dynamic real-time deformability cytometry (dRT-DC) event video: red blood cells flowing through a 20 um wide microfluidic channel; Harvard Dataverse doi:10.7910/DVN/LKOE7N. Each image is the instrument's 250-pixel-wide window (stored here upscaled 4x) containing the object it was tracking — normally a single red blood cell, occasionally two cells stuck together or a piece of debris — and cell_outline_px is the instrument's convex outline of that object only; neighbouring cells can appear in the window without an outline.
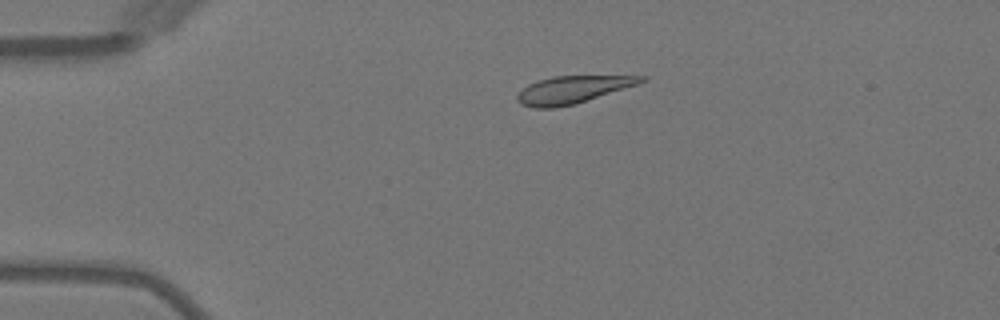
{"species": "Egyptian fruit bat (a non-hibernating species)", "species_latin": "Rousettus aegyptiacus", "temperature_condition": "warm", "stored_images_in_passage": 4, "camera_frame_rate_fps": 3000, "um_per_image_px": 0.085, "animal": {"sex": "female"}, "frame": {"image": 1, "passage_image": 3, "time_ms": 2.333, "image_size_px": [1000, 320], "cell_outline_px": [[648, 76], [640, 84], [576, 104], [556, 108], [532, 108], [520, 104], [516, 100], [516, 96], [528, 84], [552, 76]], "centroid_in_image_um": [48.67, 7.64], "position_along_channel_um": 36.3, "area_um2": 19.88}}